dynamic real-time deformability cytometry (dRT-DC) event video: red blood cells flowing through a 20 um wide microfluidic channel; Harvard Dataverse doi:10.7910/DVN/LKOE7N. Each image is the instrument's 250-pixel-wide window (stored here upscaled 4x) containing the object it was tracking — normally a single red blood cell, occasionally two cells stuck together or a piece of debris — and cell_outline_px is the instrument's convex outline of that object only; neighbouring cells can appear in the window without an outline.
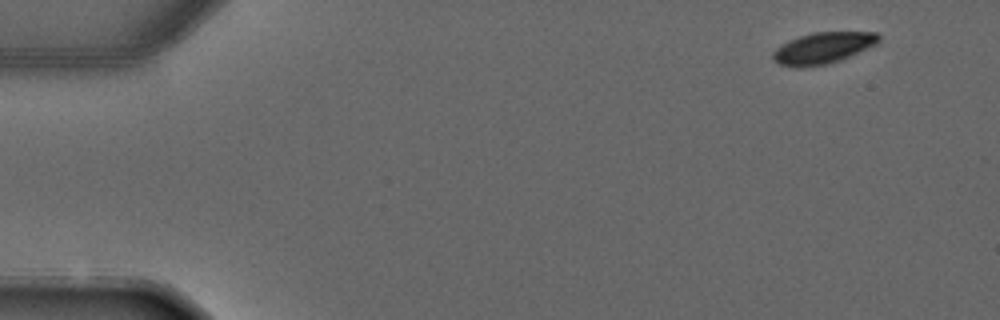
{"species": "common noctule bat (a hibernating species)", "species_latin": "Nyctalus noctula", "temperature_condition": "warm", "stored_images_in_passage": 5, "camera_frame_rate_fps": 3000, "um_per_image_px": 0.085, "animal": {"sex": "male", "forearm_length_mm": 52.5}, "frame": {"image": 1, "passage_image": 1, "time_ms": 0.0, "image_size_px": [1000, 320], "cell_outline_px": [[880, 40], [876, 44], [840, 60], [824, 64], [800, 68], [796, 68], [780, 64], [772, 60], [772, 52], [780, 44], [788, 40], [812, 32], [876, 32], [880, 36]], "centroid_in_image_um": [69.9, 4.08], "position_along_channel_um": 15.1, "area_um2": 19.31}}
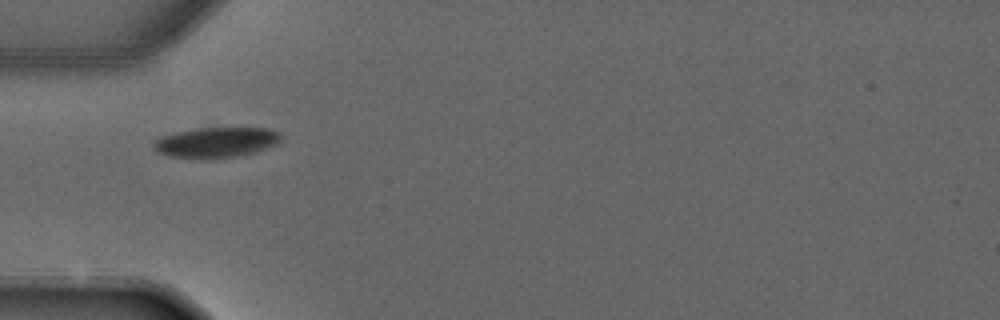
{"frame": {"image": 2, "passage_image": 4, "time_ms": 3.667, "image_size_px": [1000, 320], "cell_outline_px": [[280, 140], [276, 144], [252, 152], [236, 156], [208, 160], [172, 156], [160, 152], [152, 148], [152, 140], [176, 132], [196, 128], [268, 128], [280, 132]], "centroid_in_image_um": [18.33, 12.1], "position_along_channel_um": 66.7, "area_um2": 22.43}}
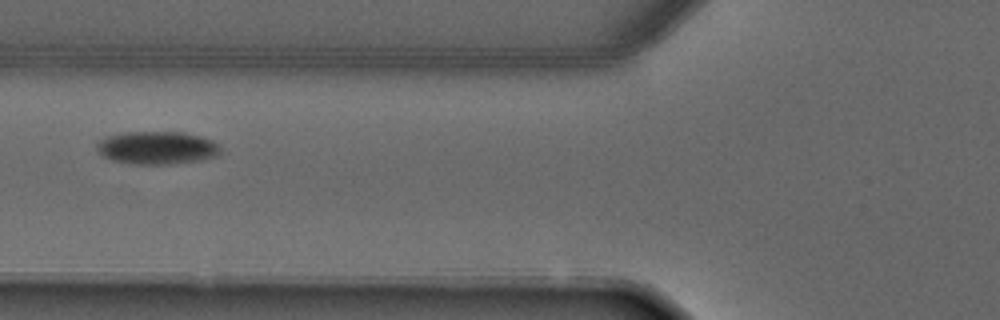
{"frame": {"image": 3, "passage_image": 5, "time_ms": 4.667, "image_size_px": [1000, 320], "cell_outline_px": [[220, 152], [216, 156], [200, 160], [168, 164], [132, 164], [112, 160], [104, 156], [96, 148], [96, 144], [100, 140], [108, 136], [124, 132], [184, 132], [200, 136], [212, 140], [220, 148]], "centroid_in_image_um": [13.34, 12.56], "position_along_channel_um": 112.5, "area_um2": 23.58}}